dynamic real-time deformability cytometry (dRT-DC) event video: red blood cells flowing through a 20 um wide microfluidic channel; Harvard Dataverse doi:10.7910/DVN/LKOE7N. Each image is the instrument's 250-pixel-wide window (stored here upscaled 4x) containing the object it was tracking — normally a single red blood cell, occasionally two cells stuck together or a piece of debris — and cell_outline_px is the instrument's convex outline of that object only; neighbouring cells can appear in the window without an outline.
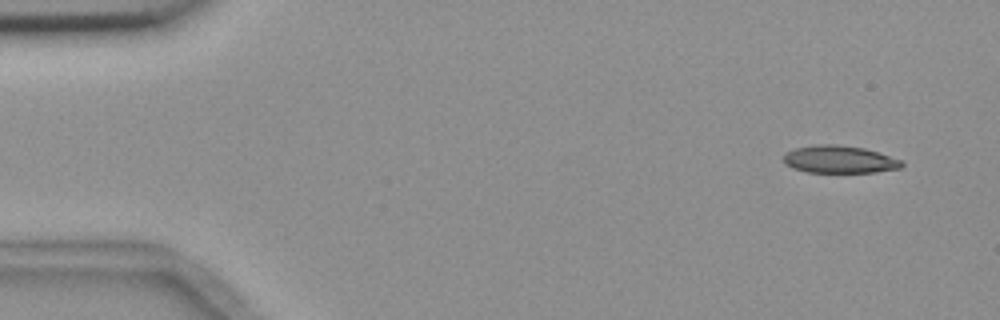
{"species": "common noctule bat (a hibernating species)", "species_latin": "Nyctalus noctula", "temperature_condition": "room temperature", "stored_images_in_passage": 7, "camera_frame_rate_fps": 3000, "um_per_image_px": 0.085, "animal": {"sex": "female", "body_mass_g": 18.4}, "frame": {"image": 1, "passage_image": 1, "time_ms": 0.0, "image_size_px": [1000, 320], "cell_outline_px": [[904, 164], [900, 168], [876, 172], [808, 172], [792, 168], [784, 164], [784, 152], [796, 148], [820, 144], [836, 144], [864, 148], [900, 160]], "centroid_in_image_um": [71.3, 13.55], "position_along_channel_um": 13.7, "area_um2": 18.79}}
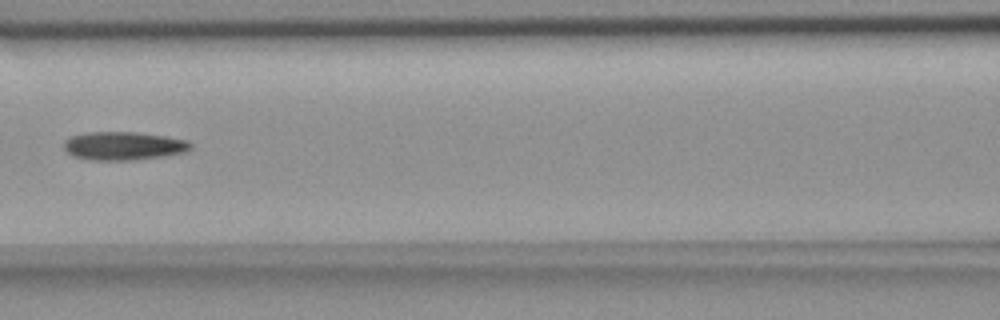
{"frame": {"image": 2, "passage_image": 7, "time_ms": 7.0, "image_size_px": [1000, 320], "cell_outline_px": [[192, 148], [188, 152], [168, 156], [136, 160], [88, 160], [72, 156], [64, 148], [64, 140], [72, 136], [88, 132], [136, 132], [168, 136], [188, 140], [192, 144]], "centroid_in_image_um": [10.57, 12.41], "position_along_channel_um": 156.0, "area_um2": 21.39}}